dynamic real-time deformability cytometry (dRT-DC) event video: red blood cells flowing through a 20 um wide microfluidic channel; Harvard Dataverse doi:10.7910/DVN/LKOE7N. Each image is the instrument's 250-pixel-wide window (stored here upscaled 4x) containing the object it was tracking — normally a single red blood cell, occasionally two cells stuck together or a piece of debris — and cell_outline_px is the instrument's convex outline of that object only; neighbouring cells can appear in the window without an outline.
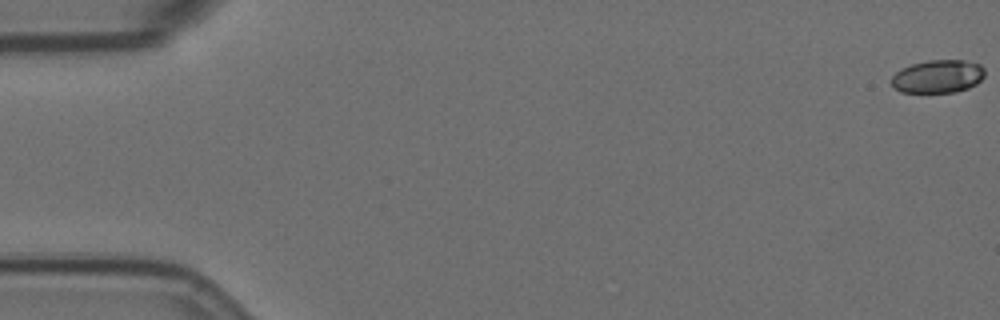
{"species": "Egyptian fruit bat (a non-hibernating species)", "species_latin": "Rousettus aegyptiacus", "temperature_condition": "room temperature", "stored_images_in_passage": 22, "camera_frame_rate_fps": 3000, "um_per_image_px": 0.085, "animal": {"sex": "female"}, "frame": {"image": 1, "passage_image": 1, "time_ms": 0.0, "image_size_px": [1000, 320], "cell_outline_px": [[984, 76], [976, 84], [968, 88], [956, 92], [900, 92], [892, 88], [892, 76], [900, 68], [912, 64], [928, 60], [964, 60], [980, 64], [984, 68]], "centroid_in_image_um": [79.7, 6.49], "position_along_channel_um": 5.3, "area_um2": 18.09}}
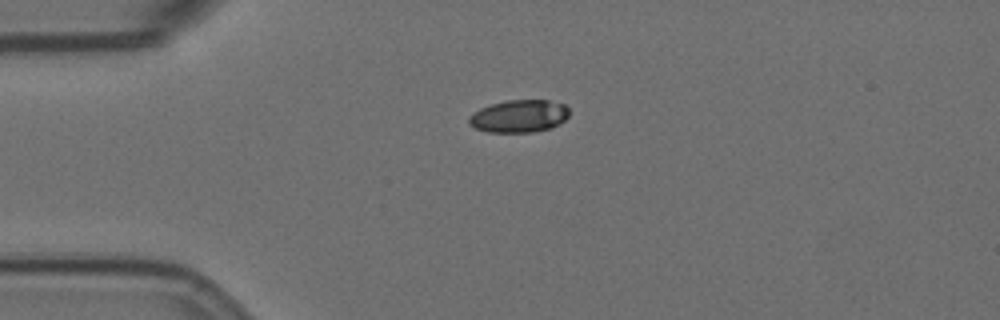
{"frame": {"image": 2, "passage_image": 15, "time_ms": 4.667, "image_size_px": [1000, 320], "cell_outline_px": [[568, 116], [564, 120], [552, 128], [532, 132], [488, 132], [476, 128], [468, 124], [468, 116], [480, 108], [492, 104], [508, 100], [548, 100], [564, 104], [568, 108]], "centroid_in_image_um": [44.11, 9.87], "position_along_channel_um": 40.9, "area_um2": 19.02}}
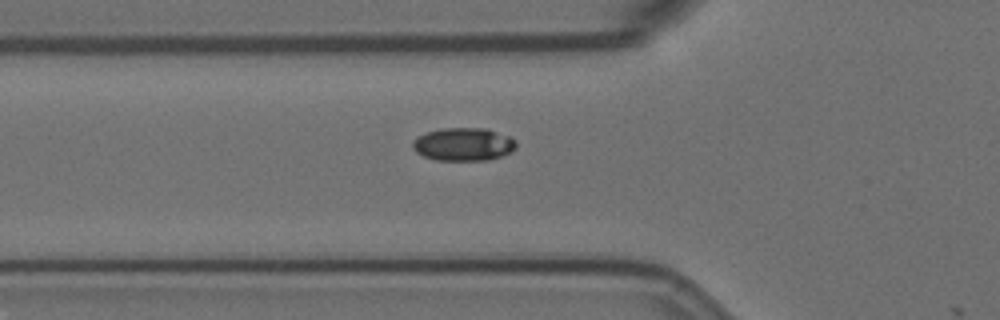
{"frame": {"image": 3, "passage_image": 21, "time_ms": 6.667, "image_size_px": [1000, 320], "cell_outline_px": [[516, 148], [500, 156], [488, 160], [436, 160], [424, 156], [416, 152], [412, 148], [412, 144], [420, 136], [428, 132], [440, 128], [484, 128], [508, 136], [516, 140]], "centroid_in_image_um": [39.39, 12.27], "position_along_channel_um": 86.4, "area_um2": 19.65}}